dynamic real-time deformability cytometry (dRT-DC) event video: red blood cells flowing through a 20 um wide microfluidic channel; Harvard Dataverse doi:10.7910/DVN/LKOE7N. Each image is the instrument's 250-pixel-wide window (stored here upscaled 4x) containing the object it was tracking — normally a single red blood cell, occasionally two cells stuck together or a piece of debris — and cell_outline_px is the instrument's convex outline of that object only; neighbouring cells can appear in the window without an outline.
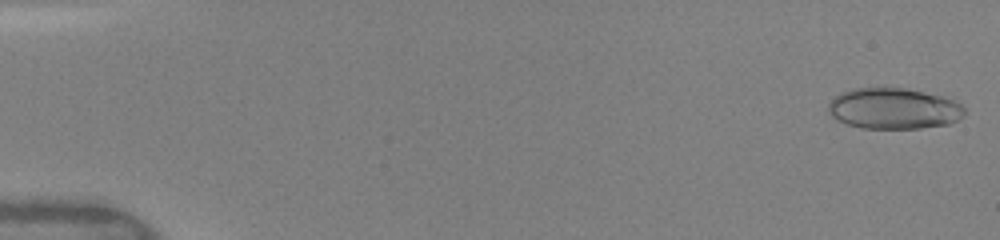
{"species": "human", "species_latin": "Homo sapiens", "temperature_condition": "warm", "stored_images_in_passage": 49, "camera_frame_rate_fps": 3000, "um_per_image_px": 0.085, "donor": {"sex": "female"}, "frame": {"image": 1, "passage_image": 1, "time_ms": 0.0, "image_size_px": [1000, 240], "cell_outline_px": [[964, 116], [948, 124], [920, 128], [860, 128], [836, 120], [828, 112], [828, 104], [840, 92], [856, 88], [884, 84], [908, 88], [940, 96], [952, 100], [960, 104], [964, 108]], "centroid_in_image_um": [75.92, 9.19], "position_along_channel_um": 9.1, "area_um2": 33.12}}
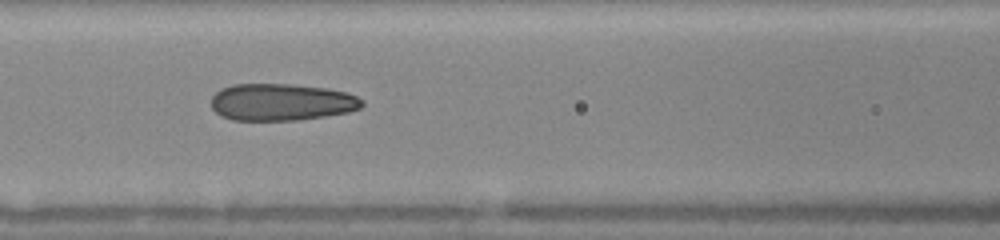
{"frame": {"image": 2, "passage_image": 22, "time_ms": 7.0, "image_size_px": [1000, 240], "cell_outline_px": [[364, 104], [360, 108], [348, 112], [324, 116], [296, 120], [232, 120], [220, 116], [212, 108], [212, 96], [220, 88], [232, 84], [292, 84], [328, 88], [344, 92], [356, 96], [364, 100]], "centroid_in_image_um": [23.9, 8.67], "position_along_channel_um": 142.7, "area_um2": 32.66}}
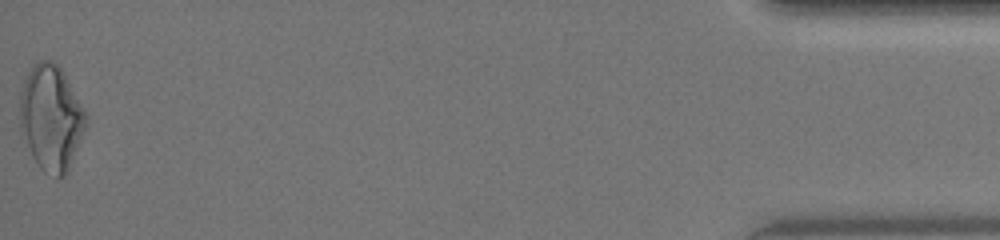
{"frame": {"image": 3, "passage_image": 49, "time_ms": 16.0, "image_size_px": [1000, 240], "cell_outline_px": [[88, 116], [84, 128], [68, 172], [64, 176], [56, 180], [44, 172], [40, 168], [32, 156], [20, 136], [20, 92], [24, 80], [32, 64], [40, 60], [52, 60], [60, 68]], "centroid_in_image_um": [4.3, 10.05], "position_along_channel_um": 430.9, "area_um2": 40.63}, "authors_computed_cell_mechanics": {"area_um2": 32.5992, "velocity_mm_per_s": 4.1601, "shape_relaxation_time_tau1_ms": 8.0056, "shape_relaxation_time_tau2_ms": 1.2232, "deformation_change_tau1": 0.2282, "deformation_change_tau2": 0.0954}}